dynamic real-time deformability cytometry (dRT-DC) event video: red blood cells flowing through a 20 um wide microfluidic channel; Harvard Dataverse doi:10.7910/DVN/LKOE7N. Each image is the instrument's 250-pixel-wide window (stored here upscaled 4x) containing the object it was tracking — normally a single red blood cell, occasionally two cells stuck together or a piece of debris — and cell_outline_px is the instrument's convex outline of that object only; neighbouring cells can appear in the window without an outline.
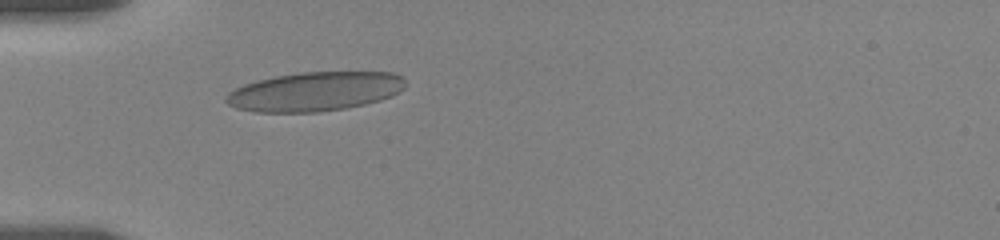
{"species": "human", "species_latin": "Homo sapiens", "temperature_condition": "room temperature", "stored_images_in_passage": 29, "camera_frame_rate_fps": 3000, "um_per_image_px": 0.085, "donor": {"sex": "female"}, "frame": {"image": 1, "passage_image": 1, "time_ms": 0.0, "image_size_px": [1000, 240], "cell_outline_px": [[408, 84], [400, 92], [392, 96], [380, 100], [364, 104], [344, 108], [316, 112], [252, 112], [236, 108], [228, 104], [224, 100], [224, 96], [228, 92], [244, 84], [256, 80], [276, 76], [300, 72], [392, 72], [404, 76]], "centroid_in_image_um": [26.77, 7.77], "position_along_channel_um": 58.2, "area_um2": 41.27}}
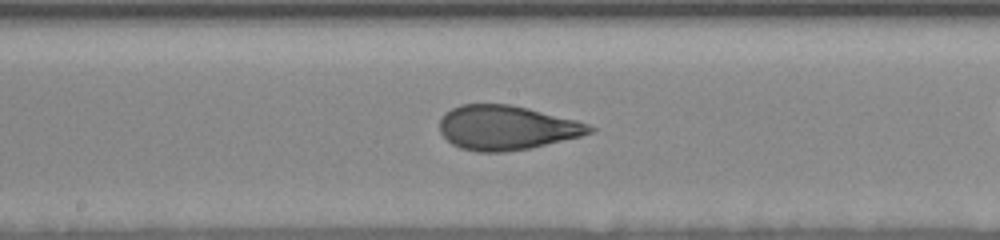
{"frame": {"image": 2, "passage_image": 12, "time_ms": 3.0, "image_size_px": [1000, 240], "cell_outline_px": [[596, 128], [592, 132], [580, 136], [528, 148], [500, 152], [480, 152], [460, 148], [452, 144], [440, 132], [440, 120], [452, 108], [460, 104], [512, 104], [576, 120], [588, 124]], "centroid_in_image_um": [43.05, 10.84], "position_along_channel_um": 205.2, "area_um2": 38.38}}
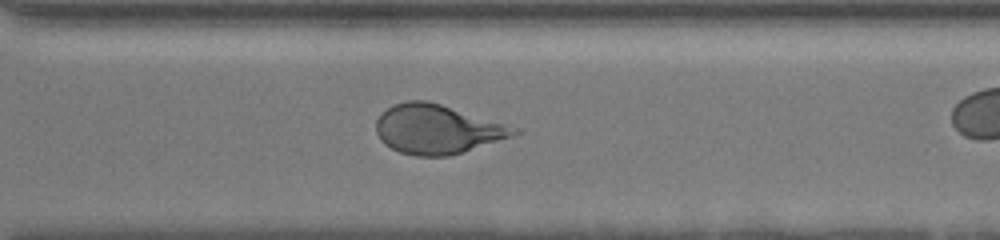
{"frame": {"image": 3, "passage_image": 27, "time_ms": 6.667, "image_size_px": [1000, 240], "cell_outline_px": [[520, 132], [512, 136], [464, 152], [448, 156], [416, 156], [400, 152], [384, 144], [380, 140], [376, 132], [376, 120], [380, 112], [396, 104], [408, 100], [428, 100], [504, 124]], "centroid_in_image_um": [37.08, 10.99], "position_along_channel_um": 333.5, "area_um2": 39.07}}